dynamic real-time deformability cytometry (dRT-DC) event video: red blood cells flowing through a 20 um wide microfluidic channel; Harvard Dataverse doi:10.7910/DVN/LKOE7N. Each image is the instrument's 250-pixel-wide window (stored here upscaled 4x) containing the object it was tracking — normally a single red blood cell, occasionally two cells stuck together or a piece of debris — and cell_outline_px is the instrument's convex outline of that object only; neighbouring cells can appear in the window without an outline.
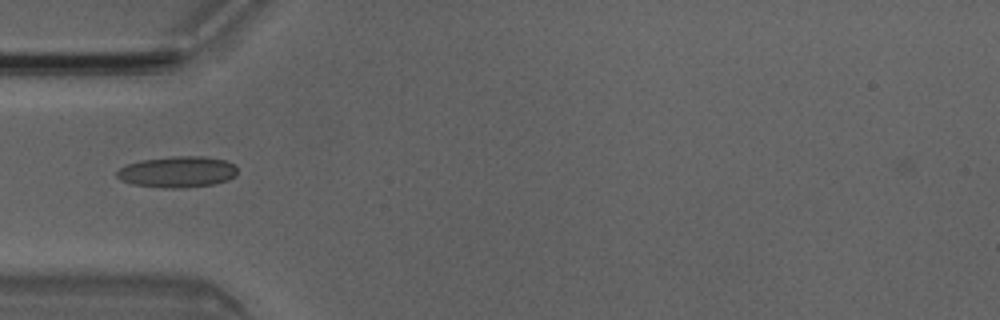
{"species": "Egyptian fruit bat (a non-hibernating species)", "species_latin": "Rousettus aegyptiacus", "temperature_condition": "room temperature", "stored_images_in_passage": 2, "camera_frame_rate_fps": 3000, "um_per_image_px": 0.085, "animal": {"sex": "male"}, "frame": {"image": 1, "passage_image": 1, "time_ms": 0.0, "image_size_px": [1000, 320], "cell_outline_px": [[236, 176], [228, 180], [216, 184], [180, 188], [164, 188], [132, 184], [120, 180], [116, 176], [116, 172], [120, 168], [128, 164], [140, 160], [172, 156], [204, 156], [224, 160], [232, 164], [236, 168]], "centroid_in_image_um": [15.07, 14.61], "position_along_channel_um": 69.9, "area_um2": 21.96}}